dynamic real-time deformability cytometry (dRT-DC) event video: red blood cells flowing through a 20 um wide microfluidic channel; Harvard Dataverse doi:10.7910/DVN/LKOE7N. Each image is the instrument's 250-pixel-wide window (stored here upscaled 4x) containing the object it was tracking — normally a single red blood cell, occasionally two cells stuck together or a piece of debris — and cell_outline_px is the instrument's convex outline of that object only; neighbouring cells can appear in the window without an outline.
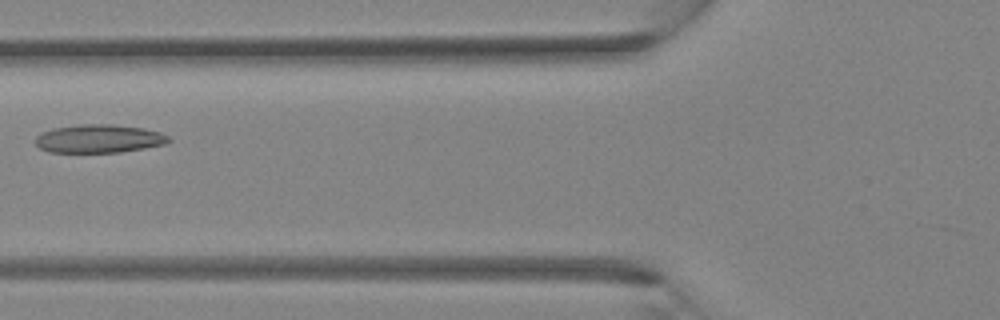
{"species": "Egyptian fruit bat (a non-hibernating species)", "species_latin": "Rousettus aegyptiacus", "temperature_condition": "room temperature", "stored_images_in_passage": 38, "camera_frame_rate_fps": 3000, "um_per_image_px": 0.085, "animal": {"sex": "female"}, "frame": {"image": 1, "passage_image": 15, "time_ms": 4.667, "image_size_px": [1000, 320], "cell_outline_px": [[172, 140], [164, 144], [144, 148], [120, 152], [48, 152], [40, 148], [36, 144], [36, 136], [40, 132], [52, 128], [80, 124], [112, 124], [144, 128], [160, 132], [168, 136]], "centroid_in_image_um": [8.39, 11.78], "position_along_channel_um": 117.4, "area_um2": 22.08}}
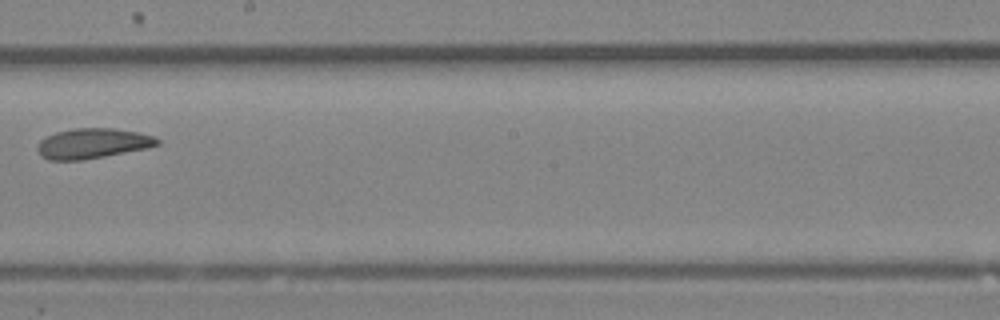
{"frame": {"image": 2, "passage_image": 22, "time_ms": 7.0, "image_size_px": [1000, 320], "cell_outline_px": [[160, 144], [148, 148], [84, 160], [48, 160], [40, 156], [36, 148], [40, 140], [56, 132], [76, 128], [112, 128], [140, 132], [156, 136], [160, 140]], "centroid_in_image_um": [7.9, 12.19], "position_along_channel_um": 240.3, "area_um2": 21.27}}
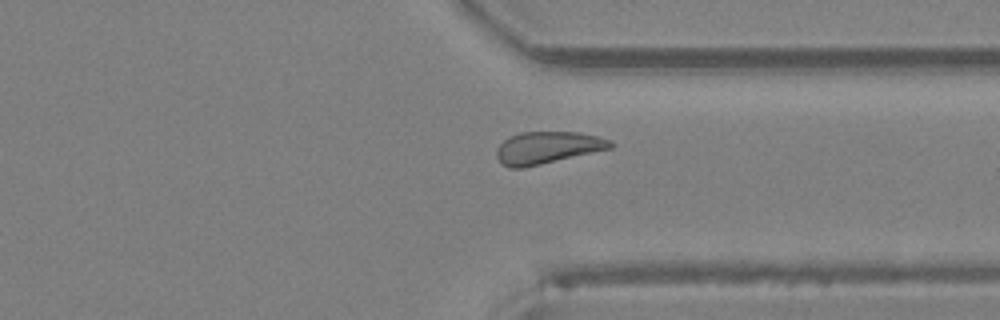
{"frame": {"image": 3, "passage_image": 29, "time_ms": 9.333, "image_size_px": [1000, 320], "cell_outline_px": [[612, 148], [524, 168], [508, 168], [496, 156], [496, 148], [508, 136], [520, 132], [580, 132], [600, 136], [608, 140], [612, 144]], "centroid_in_image_um": [46.51, 12.54], "position_along_channel_um": 364.9, "area_um2": 21.33}}